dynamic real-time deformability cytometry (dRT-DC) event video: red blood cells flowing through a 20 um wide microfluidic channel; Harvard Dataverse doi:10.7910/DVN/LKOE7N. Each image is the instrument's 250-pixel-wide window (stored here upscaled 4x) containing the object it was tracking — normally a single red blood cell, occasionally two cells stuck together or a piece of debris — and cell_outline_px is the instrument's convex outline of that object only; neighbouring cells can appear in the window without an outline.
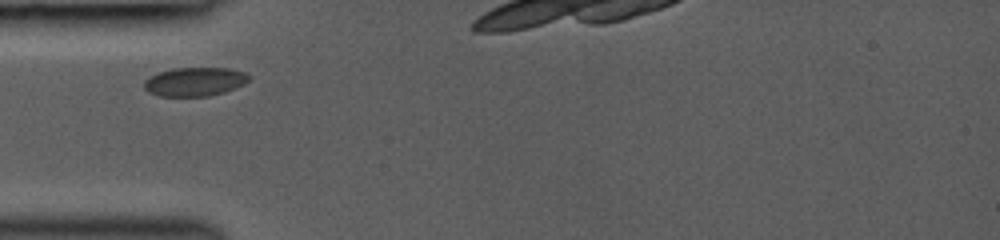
{"species": "common noctule bat (a hibernating species)", "species_latin": "Nyctalus noctula", "temperature_condition": "room temperature", "stored_images_in_passage": 3, "camera_frame_rate_fps": 3000, "um_per_image_px": 0.085, "animal": {"sex": "female", "body_mass_g": 19.0, "forearm_length_mm": 53.3}, "frame": {"image": 1, "passage_image": 1, "time_ms": 0.0, "image_size_px": [1000, 240], "cell_outline_px": [[252, 76], [244, 84], [224, 92], [208, 96], [160, 96], [148, 92], [144, 88], [144, 80], [156, 72], [172, 68], [228, 68], [244, 72]], "centroid_in_image_um": [16.53, 6.94], "position_along_channel_um": 68.5, "area_um2": 17.69}}